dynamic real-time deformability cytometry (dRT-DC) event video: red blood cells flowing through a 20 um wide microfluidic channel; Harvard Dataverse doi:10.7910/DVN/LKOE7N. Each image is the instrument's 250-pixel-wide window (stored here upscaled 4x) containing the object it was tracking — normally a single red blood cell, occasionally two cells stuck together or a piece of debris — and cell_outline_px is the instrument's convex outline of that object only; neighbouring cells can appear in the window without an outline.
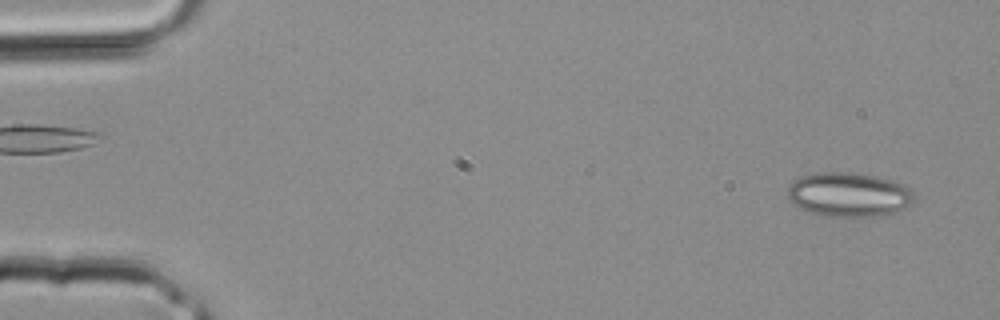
{"species": "common noctule bat (a hibernating species)", "species_latin": "Nyctalus noctula", "temperature_condition": "room temperature", "stored_images_in_passage": 4, "segment_of_instrument_passage": [2, 2], "camera_frame_rate_fps": 3000, "um_per_image_px": 0.085, "animal": {"sex": "male", "body_mass_g": 20.4}, "frame": {"image": 1, "passage_image": 4, "time_ms": 1.0, "image_size_px": [1000, 320], "cell_outline_px": [[916, 200], [892, 212], [876, 216], [828, 216], [812, 212], [800, 208], [792, 204], [788, 200], [788, 184], [800, 176], [820, 172], [852, 172], [876, 176], [892, 180], [908, 188], [916, 196]], "centroid_in_image_um": [72.09, 16.52], "position_along_channel_um": 12.9, "area_um2": 32.43}}